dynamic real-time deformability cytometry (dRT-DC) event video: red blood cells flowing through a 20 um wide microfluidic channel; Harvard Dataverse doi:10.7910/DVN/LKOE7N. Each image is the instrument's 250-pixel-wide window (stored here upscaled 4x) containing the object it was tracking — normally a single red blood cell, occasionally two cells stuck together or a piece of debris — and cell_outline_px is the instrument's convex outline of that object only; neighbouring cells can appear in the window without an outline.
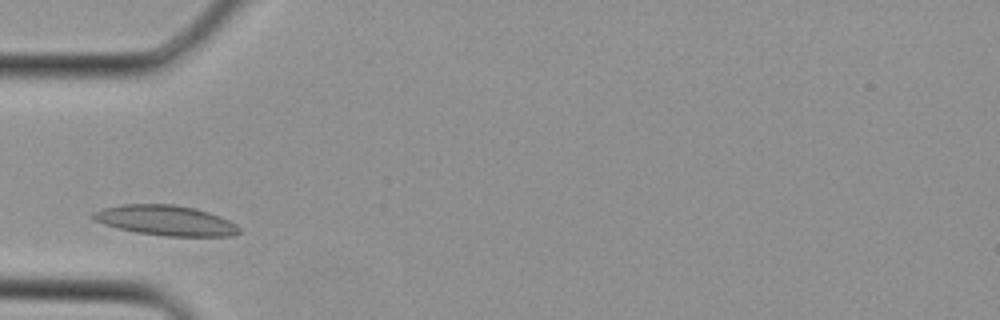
{"species": "Egyptian fruit bat (a non-hibernating species)", "species_latin": "Rousettus aegyptiacus", "temperature_condition": "cold", "stored_images_in_passage": 1, "camera_frame_rate_fps": 3000, "um_per_image_px": 0.085, "animal": {"sex": "female"}, "frame": {"image": 1, "passage_image": 1, "time_ms": 0.0, "image_size_px": [1000, 320], "cell_outline_px": [[240, 232], [232, 236], [164, 236], [136, 232], [104, 224], [92, 220], [88, 216], [92, 212], [104, 208], [120, 204], [172, 204], [196, 208], [220, 216], [236, 224], [240, 228]], "centroid_in_image_um": [14.05, 18.73], "position_along_channel_um": 70.9, "area_um2": 25.78}}